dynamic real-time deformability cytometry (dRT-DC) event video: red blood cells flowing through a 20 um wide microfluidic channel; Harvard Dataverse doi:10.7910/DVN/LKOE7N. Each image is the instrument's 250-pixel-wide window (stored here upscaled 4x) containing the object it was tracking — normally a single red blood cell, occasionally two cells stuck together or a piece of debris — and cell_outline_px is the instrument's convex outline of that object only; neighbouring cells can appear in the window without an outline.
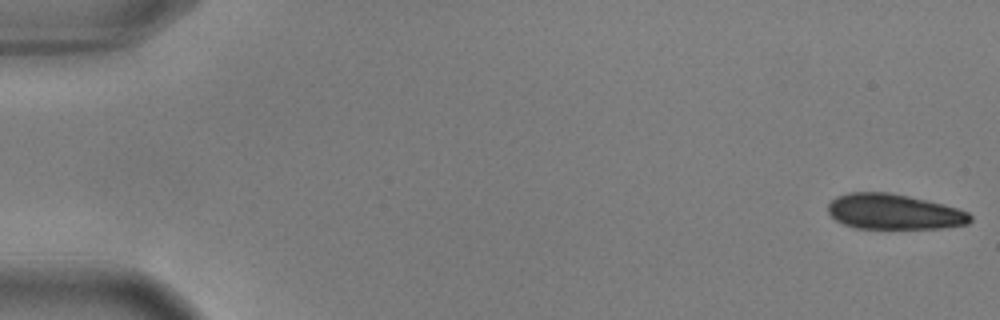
{"species": "common noctule bat (a hibernating species)", "species_latin": "Nyctalus noctula", "temperature_condition": "warm", "stored_images_in_passage": 56, "camera_frame_rate_fps": 3000, "um_per_image_px": 0.085, "animal": {"sex": "male", "body_mass_g": 17.9, "forearm_length_mm": 54.2}, "frame": {"image": 1, "passage_image": 1, "time_ms": 0.0, "image_size_px": [1000, 320], "cell_outline_px": [[972, 220], [968, 224], [940, 228], [856, 228], [844, 224], [836, 220], [828, 212], [828, 204], [836, 196], [848, 192], [888, 192], [908, 196], [944, 204], [968, 212], [972, 216]], "centroid_in_image_um": [75.98, 17.99], "position_along_channel_um": 9.0, "area_um2": 29.25}}
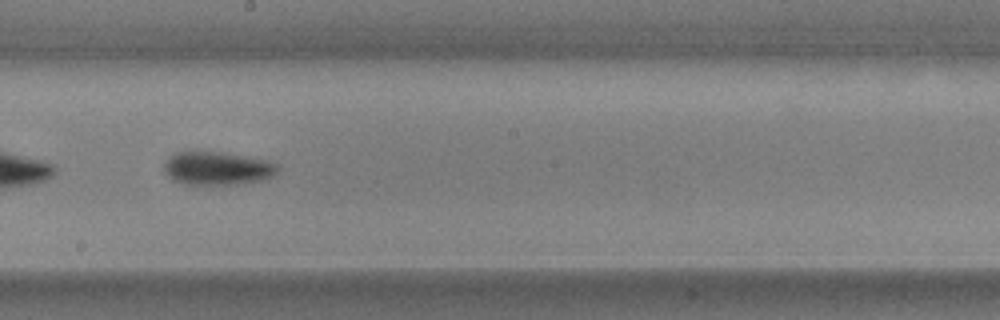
{"frame": {"image": 2, "passage_image": 32, "time_ms": 10.333, "image_size_px": [1000, 320], "cell_outline_px": [[280, 168], [272, 176], [264, 180], [236, 184], [184, 184], [172, 180], [168, 176], [164, 168], [164, 164], [176, 152], [188, 148], [220, 152], [268, 160], [276, 164]], "centroid_in_image_um": [18.44, 14.27], "position_along_channel_um": 229.8, "area_um2": 22.43}}
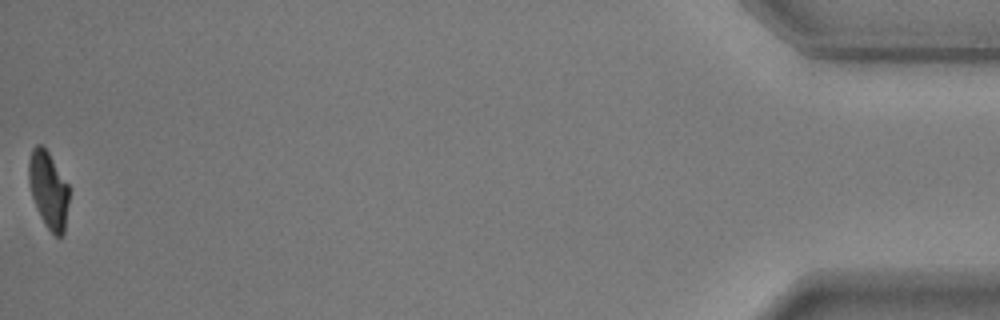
{"frame": {"image": 3, "passage_image": 56, "time_ms": 18.333, "image_size_px": [1000, 320], "cell_outline_px": [[68, 204], [64, 232], [60, 236], [56, 236], [44, 224], [40, 216], [32, 196], [28, 180], [28, 160], [32, 148], [36, 144], [40, 144], [48, 152], [68, 184]], "centroid_in_image_um": [4.1, 16.12], "position_along_channel_um": 431.1, "area_um2": 17.86}, "authors_computed_cell_mechanics": {"area_um2": 21.7328, "velocity_mm_per_s": 3.6513, "shape_relaxation_time_tau1_ms": 3.6623, "shape_relaxation_time_tau2_ms": 3.7513, "deformation_change_tau1": 0.1416, "deformation_change_tau2": 0.0772}}